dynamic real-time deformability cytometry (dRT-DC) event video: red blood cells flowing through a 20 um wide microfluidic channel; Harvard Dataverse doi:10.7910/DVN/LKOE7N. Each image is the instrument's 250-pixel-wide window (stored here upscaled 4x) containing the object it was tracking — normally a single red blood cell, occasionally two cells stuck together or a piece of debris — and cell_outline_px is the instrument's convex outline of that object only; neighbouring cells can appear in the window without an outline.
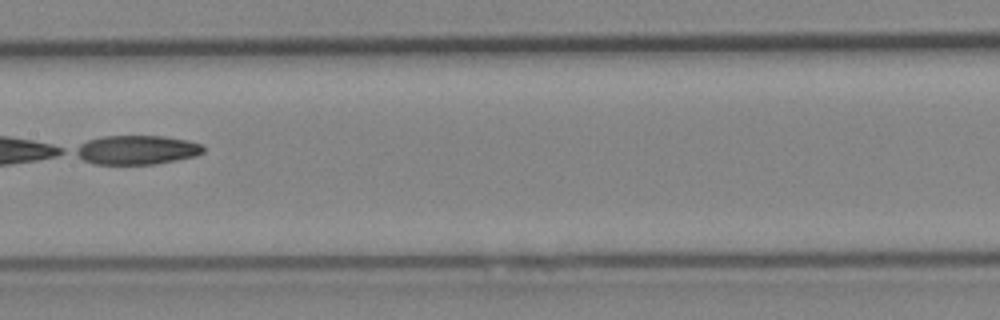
{"species": "Egyptian fruit bat (a non-hibernating species)", "species_latin": "Rousettus aegyptiacus", "temperature_condition": "cold", "stored_images_in_passage": 9, "camera_frame_rate_fps": 3000, "um_per_image_px": 0.085, "animal": {"sex": "female"}, "frame": {"image": 1, "passage_image": 9, "time_ms": 9.333, "image_size_px": [1000, 320], "cell_outline_px": [[204, 152], [196, 156], [156, 164], [92, 164], [84, 160], [72, 152], [72, 148], [88, 140], [104, 136], [164, 136], [188, 140], [204, 144]], "centroid_in_image_um": [11.62, 12.74], "position_along_channel_um": 195.8, "area_um2": 21.96}}